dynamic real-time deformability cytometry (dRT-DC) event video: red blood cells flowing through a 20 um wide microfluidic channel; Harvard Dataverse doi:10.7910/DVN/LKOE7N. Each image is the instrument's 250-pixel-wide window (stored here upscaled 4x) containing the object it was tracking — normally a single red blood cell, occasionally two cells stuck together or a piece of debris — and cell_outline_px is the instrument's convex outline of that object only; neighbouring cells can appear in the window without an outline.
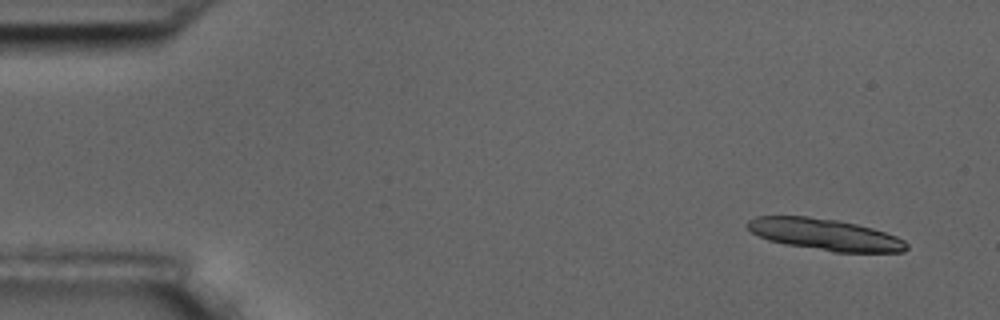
{"species": "common noctule bat (a hibernating species)", "species_latin": "Nyctalus noctula", "temperature_condition": "room temperature", "stored_images_in_passage": 5, "camera_frame_rate_fps": 3000, "um_per_image_px": 0.085, "animal": {"sex": "male", "body_mass_g": 17.5, "forearm_length_mm": 52.3}, "frame": {"image": 1, "passage_image": 1, "time_ms": 0.0, "image_size_px": [1000, 320], "cell_outline_px": [[908, 248], [904, 252], [832, 252], [784, 244], [768, 240], [752, 232], [744, 224], [748, 220], [756, 216], [808, 216], [836, 220], [856, 224], [872, 228], [896, 236], [904, 240], [908, 244]], "centroid_in_image_um": [70.1, 19.93], "position_along_channel_um": 14.9, "area_um2": 29.3}}